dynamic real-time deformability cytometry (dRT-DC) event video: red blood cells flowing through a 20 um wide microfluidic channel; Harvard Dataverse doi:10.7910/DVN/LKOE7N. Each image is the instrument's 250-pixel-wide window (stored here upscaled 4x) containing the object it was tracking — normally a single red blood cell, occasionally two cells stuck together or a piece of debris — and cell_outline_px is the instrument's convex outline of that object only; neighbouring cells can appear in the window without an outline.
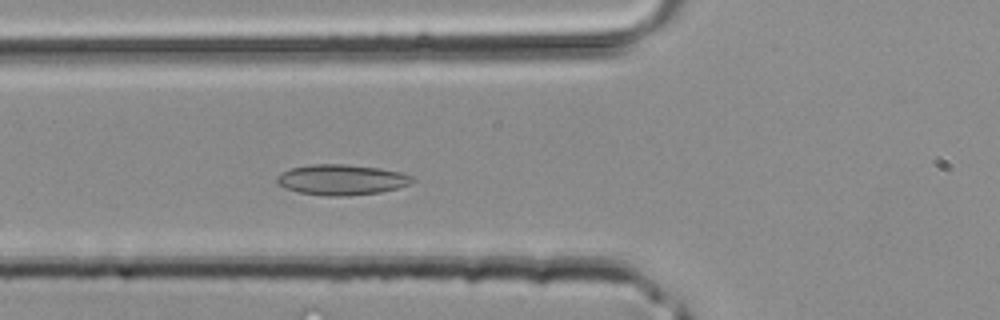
{"species": "common noctule bat (a hibernating species)", "species_latin": "Nyctalus noctula", "temperature_condition": "room temperature", "stored_images_in_passage": 36, "camera_frame_rate_fps": 3000, "um_per_image_px": 0.085, "animal": {"sex": "male", "body_mass_g": 20.4}, "frame": {"image": 1, "passage_image": 11, "time_ms": 3.333, "image_size_px": [1000, 320], "cell_outline_px": [[416, 180], [408, 184], [396, 188], [380, 192], [348, 196], [328, 196], [300, 192], [276, 184], [276, 176], [292, 168], [312, 164], [344, 164], [380, 168], [400, 172], [416, 176]], "centroid_in_image_um": [29.07, 15.27], "position_along_channel_um": 96.7, "area_um2": 23.99}}
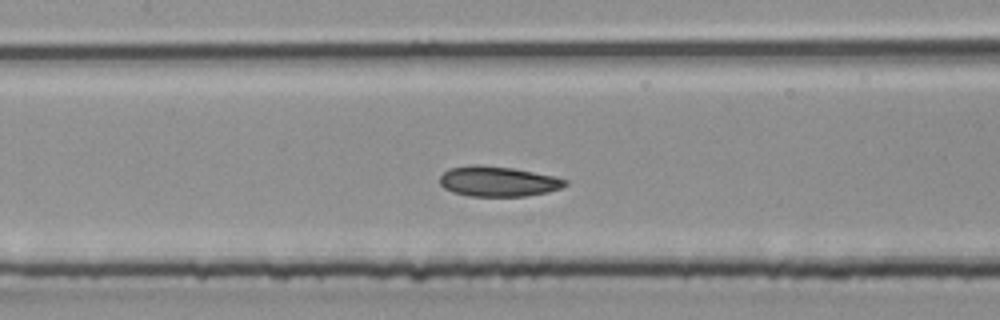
{"frame": {"image": 2, "passage_image": 15, "time_ms": 4.667, "image_size_px": [1000, 320], "cell_outline_px": [[568, 184], [560, 188], [548, 192], [524, 196], [468, 196], [452, 192], [444, 188], [440, 184], [440, 176], [448, 168], [512, 168], [552, 176], [568, 180]], "centroid_in_image_um": [42.37, 15.48], "position_along_channel_um": 165.0, "area_um2": 21.04}}
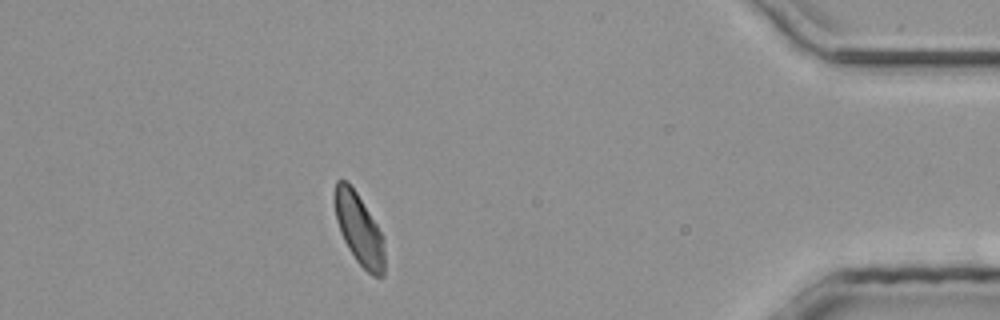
{"frame": {"image": 3, "passage_image": 32, "time_ms": 10.333, "image_size_px": [1000, 320], "cell_outline_px": [[384, 276], [380, 280], [372, 276], [356, 260], [348, 248], [340, 232], [336, 220], [336, 180], [348, 180], [356, 192], [384, 236]], "centroid_in_image_um": [30.56, 19.54], "position_along_channel_um": 404.6, "area_um2": 20.52}}